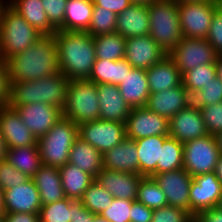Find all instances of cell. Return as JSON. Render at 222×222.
Masks as SVG:
<instances>
[{"label": "cell", "instance_id": "f546056e", "mask_svg": "<svg viewBox=\"0 0 222 222\" xmlns=\"http://www.w3.org/2000/svg\"><path fill=\"white\" fill-rule=\"evenodd\" d=\"M133 67L123 58L120 60L95 59L89 81L96 85L112 84L119 86Z\"/></svg>", "mask_w": 222, "mask_h": 222}, {"label": "cell", "instance_id": "bcb514c9", "mask_svg": "<svg viewBox=\"0 0 222 222\" xmlns=\"http://www.w3.org/2000/svg\"><path fill=\"white\" fill-rule=\"evenodd\" d=\"M29 177L24 175L17 168L6 160L0 161V187L4 190L25 183Z\"/></svg>", "mask_w": 222, "mask_h": 222}, {"label": "cell", "instance_id": "2e32d148", "mask_svg": "<svg viewBox=\"0 0 222 222\" xmlns=\"http://www.w3.org/2000/svg\"><path fill=\"white\" fill-rule=\"evenodd\" d=\"M166 55L150 35L126 38L124 59L133 68L147 70Z\"/></svg>", "mask_w": 222, "mask_h": 222}, {"label": "cell", "instance_id": "f907efd6", "mask_svg": "<svg viewBox=\"0 0 222 222\" xmlns=\"http://www.w3.org/2000/svg\"><path fill=\"white\" fill-rule=\"evenodd\" d=\"M70 211L72 212L71 222H93L95 214L86 209L80 200L70 199Z\"/></svg>", "mask_w": 222, "mask_h": 222}, {"label": "cell", "instance_id": "7402d4cb", "mask_svg": "<svg viewBox=\"0 0 222 222\" xmlns=\"http://www.w3.org/2000/svg\"><path fill=\"white\" fill-rule=\"evenodd\" d=\"M100 103V120L126 123L131 107L120 94L119 87L112 84L97 85Z\"/></svg>", "mask_w": 222, "mask_h": 222}, {"label": "cell", "instance_id": "8fae6325", "mask_svg": "<svg viewBox=\"0 0 222 222\" xmlns=\"http://www.w3.org/2000/svg\"><path fill=\"white\" fill-rule=\"evenodd\" d=\"M78 136L95 147L102 155L126 138L125 124L96 120L78 126Z\"/></svg>", "mask_w": 222, "mask_h": 222}, {"label": "cell", "instance_id": "9f6ffc18", "mask_svg": "<svg viewBox=\"0 0 222 222\" xmlns=\"http://www.w3.org/2000/svg\"><path fill=\"white\" fill-rule=\"evenodd\" d=\"M7 150L8 148H7L5 139L3 138L0 132V161L6 160Z\"/></svg>", "mask_w": 222, "mask_h": 222}, {"label": "cell", "instance_id": "7dc6e473", "mask_svg": "<svg viewBox=\"0 0 222 222\" xmlns=\"http://www.w3.org/2000/svg\"><path fill=\"white\" fill-rule=\"evenodd\" d=\"M50 25L57 31L63 30L67 0H41Z\"/></svg>", "mask_w": 222, "mask_h": 222}, {"label": "cell", "instance_id": "f6af8a7d", "mask_svg": "<svg viewBox=\"0 0 222 222\" xmlns=\"http://www.w3.org/2000/svg\"><path fill=\"white\" fill-rule=\"evenodd\" d=\"M152 222H194V217L182 208L167 205L153 210Z\"/></svg>", "mask_w": 222, "mask_h": 222}, {"label": "cell", "instance_id": "52a82bcc", "mask_svg": "<svg viewBox=\"0 0 222 222\" xmlns=\"http://www.w3.org/2000/svg\"><path fill=\"white\" fill-rule=\"evenodd\" d=\"M62 116L76 125L100 119L97 85L88 79L69 81Z\"/></svg>", "mask_w": 222, "mask_h": 222}, {"label": "cell", "instance_id": "11a10c76", "mask_svg": "<svg viewBox=\"0 0 222 222\" xmlns=\"http://www.w3.org/2000/svg\"><path fill=\"white\" fill-rule=\"evenodd\" d=\"M3 222H40L39 214L31 213H5Z\"/></svg>", "mask_w": 222, "mask_h": 222}, {"label": "cell", "instance_id": "6125c7cd", "mask_svg": "<svg viewBox=\"0 0 222 222\" xmlns=\"http://www.w3.org/2000/svg\"><path fill=\"white\" fill-rule=\"evenodd\" d=\"M3 0H0V22H1V18H2V15H3V11L4 9L9 5V2L6 0V2H2Z\"/></svg>", "mask_w": 222, "mask_h": 222}, {"label": "cell", "instance_id": "5b68a950", "mask_svg": "<svg viewBox=\"0 0 222 222\" xmlns=\"http://www.w3.org/2000/svg\"><path fill=\"white\" fill-rule=\"evenodd\" d=\"M43 35L8 5L0 22V58L7 61L40 39Z\"/></svg>", "mask_w": 222, "mask_h": 222}, {"label": "cell", "instance_id": "ee69618b", "mask_svg": "<svg viewBox=\"0 0 222 222\" xmlns=\"http://www.w3.org/2000/svg\"><path fill=\"white\" fill-rule=\"evenodd\" d=\"M199 110L210 135L215 136L222 132V101L199 108Z\"/></svg>", "mask_w": 222, "mask_h": 222}, {"label": "cell", "instance_id": "e575fe53", "mask_svg": "<svg viewBox=\"0 0 222 222\" xmlns=\"http://www.w3.org/2000/svg\"><path fill=\"white\" fill-rule=\"evenodd\" d=\"M96 59L120 60L125 56L126 38L119 33L94 36Z\"/></svg>", "mask_w": 222, "mask_h": 222}, {"label": "cell", "instance_id": "60d3db41", "mask_svg": "<svg viewBox=\"0 0 222 222\" xmlns=\"http://www.w3.org/2000/svg\"><path fill=\"white\" fill-rule=\"evenodd\" d=\"M222 101V81L216 77L205 86V89L190 94V105L202 108Z\"/></svg>", "mask_w": 222, "mask_h": 222}, {"label": "cell", "instance_id": "9a60e30c", "mask_svg": "<svg viewBox=\"0 0 222 222\" xmlns=\"http://www.w3.org/2000/svg\"><path fill=\"white\" fill-rule=\"evenodd\" d=\"M153 178L164 192L169 206L189 212V189L193 178L190 174L181 168L155 174Z\"/></svg>", "mask_w": 222, "mask_h": 222}, {"label": "cell", "instance_id": "7a4b0ae2", "mask_svg": "<svg viewBox=\"0 0 222 222\" xmlns=\"http://www.w3.org/2000/svg\"><path fill=\"white\" fill-rule=\"evenodd\" d=\"M54 36L60 72L69 81L89 79L96 59L93 36L65 30H57Z\"/></svg>", "mask_w": 222, "mask_h": 222}, {"label": "cell", "instance_id": "603a6c76", "mask_svg": "<svg viewBox=\"0 0 222 222\" xmlns=\"http://www.w3.org/2000/svg\"><path fill=\"white\" fill-rule=\"evenodd\" d=\"M148 4H131L117 15L116 32L124 38L149 35Z\"/></svg>", "mask_w": 222, "mask_h": 222}, {"label": "cell", "instance_id": "ac0fdd59", "mask_svg": "<svg viewBox=\"0 0 222 222\" xmlns=\"http://www.w3.org/2000/svg\"><path fill=\"white\" fill-rule=\"evenodd\" d=\"M0 132L8 149L37 145V139L22 122L19 113L10 106L0 107Z\"/></svg>", "mask_w": 222, "mask_h": 222}, {"label": "cell", "instance_id": "f5cc1de1", "mask_svg": "<svg viewBox=\"0 0 222 222\" xmlns=\"http://www.w3.org/2000/svg\"><path fill=\"white\" fill-rule=\"evenodd\" d=\"M94 7H103L119 15L132 3L130 0H92Z\"/></svg>", "mask_w": 222, "mask_h": 222}, {"label": "cell", "instance_id": "8d00e7d4", "mask_svg": "<svg viewBox=\"0 0 222 222\" xmlns=\"http://www.w3.org/2000/svg\"><path fill=\"white\" fill-rule=\"evenodd\" d=\"M136 201L152 210L168 205L166 197L153 177H143L139 183Z\"/></svg>", "mask_w": 222, "mask_h": 222}, {"label": "cell", "instance_id": "03108f58", "mask_svg": "<svg viewBox=\"0 0 222 222\" xmlns=\"http://www.w3.org/2000/svg\"><path fill=\"white\" fill-rule=\"evenodd\" d=\"M93 222H109V221L103 218L101 215H94Z\"/></svg>", "mask_w": 222, "mask_h": 222}, {"label": "cell", "instance_id": "44dd1931", "mask_svg": "<svg viewBox=\"0 0 222 222\" xmlns=\"http://www.w3.org/2000/svg\"><path fill=\"white\" fill-rule=\"evenodd\" d=\"M190 104V95L183 84L173 89L150 93L146 107L170 120Z\"/></svg>", "mask_w": 222, "mask_h": 222}, {"label": "cell", "instance_id": "9c48e42d", "mask_svg": "<svg viewBox=\"0 0 222 222\" xmlns=\"http://www.w3.org/2000/svg\"><path fill=\"white\" fill-rule=\"evenodd\" d=\"M218 55L206 39L183 37L168 56L183 75L199 65L216 63Z\"/></svg>", "mask_w": 222, "mask_h": 222}, {"label": "cell", "instance_id": "ffe728a7", "mask_svg": "<svg viewBox=\"0 0 222 222\" xmlns=\"http://www.w3.org/2000/svg\"><path fill=\"white\" fill-rule=\"evenodd\" d=\"M4 192L5 213L39 214L42 203L32 178L21 185L4 190Z\"/></svg>", "mask_w": 222, "mask_h": 222}, {"label": "cell", "instance_id": "a7ac6f4b", "mask_svg": "<svg viewBox=\"0 0 222 222\" xmlns=\"http://www.w3.org/2000/svg\"><path fill=\"white\" fill-rule=\"evenodd\" d=\"M220 210H222V196L220 198L219 204L217 206Z\"/></svg>", "mask_w": 222, "mask_h": 222}, {"label": "cell", "instance_id": "cb8c5ba5", "mask_svg": "<svg viewBox=\"0 0 222 222\" xmlns=\"http://www.w3.org/2000/svg\"><path fill=\"white\" fill-rule=\"evenodd\" d=\"M103 169L138 174L136 142L125 138L120 144L103 154Z\"/></svg>", "mask_w": 222, "mask_h": 222}, {"label": "cell", "instance_id": "6da1fadb", "mask_svg": "<svg viewBox=\"0 0 222 222\" xmlns=\"http://www.w3.org/2000/svg\"><path fill=\"white\" fill-rule=\"evenodd\" d=\"M10 82L38 80L60 72L54 35H43L7 61Z\"/></svg>", "mask_w": 222, "mask_h": 222}, {"label": "cell", "instance_id": "003e7915", "mask_svg": "<svg viewBox=\"0 0 222 222\" xmlns=\"http://www.w3.org/2000/svg\"><path fill=\"white\" fill-rule=\"evenodd\" d=\"M216 3H217V8L219 12H221L222 14V0H216Z\"/></svg>", "mask_w": 222, "mask_h": 222}, {"label": "cell", "instance_id": "b9f144b4", "mask_svg": "<svg viewBox=\"0 0 222 222\" xmlns=\"http://www.w3.org/2000/svg\"><path fill=\"white\" fill-rule=\"evenodd\" d=\"M40 222H71L70 199L56 201L52 204L42 205L39 212Z\"/></svg>", "mask_w": 222, "mask_h": 222}, {"label": "cell", "instance_id": "f35d334b", "mask_svg": "<svg viewBox=\"0 0 222 222\" xmlns=\"http://www.w3.org/2000/svg\"><path fill=\"white\" fill-rule=\"evenodd\" d=\"M80 201L90 212L101 215L105 209L111 206L113 196L94 180L86 189Z\"/></svg>", "mask_w": 222, "mask_h": 222}, {"label": "cell", "instance_id": "c3c4849f", "mask_svg": "<svg viewBox=\"0 0 222 222\" xmlns=\"http://www.w3.org/2000/svg\"><path fill=\"white\" fill-rule=\"evenodd\" d=\"M206 40L219 55H222V14L219 10H217L212 17Z\"/></svg>", "mask_w": 222, "mask_h": 222}, {"label": "cell", "instance_id": "ab89813d", "mask_svg": "<svg viewBox=\"0 0 222 222\" xmlns=\"http://www.w3.org/2000/svg\"><path fill=\"white\" fill-rule=\"evenodd\" d=\"M117 15L103 7H94L92 19L87 32L91 36L111 34L116 32Z\"/></svg>", "mask_w": 222, "mask_h": 222}, {"label": "cell", "instance_id": "277c9868", "mask_svg": "<svg viewBox=\"0 0 222 222\" xmlns=\"http://www.w3.org/2000/svg\"><path fill=\"white\" fill-rule=\"evenodd\" d=\"M149 35L169 55L183 38L180 27L178 2L156 0L148 4Z\"/></svg>", "mask_w": 222, "mask_h": 222}, {"label": "cell", "instance_id": "4dcf8cb0", "mask_svg": "<svg viewBox=\"0 0 222 222\" xmlns=\"http://www.w3.org/2000/svg\"><path fill=\"white\" fill-rule=\"evenodd\" d=\"M9 5L40 34L54 35L56 33L48 21L41 0H10Z\"/></svg>", "mask_w": 222, "mask_h": 222}, {"label": "cell", "instance_id": "d6a6232c", "mask_svg": "<svg viewBox=\"0 0 222 222\" xmlns=\"http://www.w3.org/2000/svg\"><path fill=\"white\" fill-rule=\"evenodd\" d=\"M93 8L92 0H67L63 30L87 32Z\"/></svg>", "mask_w": 222, "mask_h": 222}, {"label": "cell", "instance_id": "4fadbf2b", "mask_svg": "<svg viewBox=\"0 0 222 222\" xmlns=\"http://www.w3.org/2000/svg\"><path fill=\"white\" fill-rule=\"evenodd\" d=\"M126 137L133 140L149 136H169V120L146 106L132 108L125 123Z\"/></svg>", "mask_w": 222, "mask_h": 222}, {"label": "cell", "instance_id": "7c38bea8", "mask_svg": "<svg viewBox=\"0 0 222 222\" xmlns=\"http://www.w3.org/2000/svg\"><path fill=\"white\" fill-rule=\"evenodd\" d=\"M222 196V183L215 172L192 178L189 189V213L195 217L204 210L218 206Z\"/></svg>", "mask_w": 222, "mask_h": 222}, {"label": "cell", "instance_id": "1f68e13d", "mask_svg": "<svg viewBox=\"0 0 222 222\" xmlns=\"http://www.w3.org/2000/svg\"><path fill=\"white\" fill-rule=\"evenodd\" d=\"M61 183L66 198L80 200L95 178L75 165L66 163L59 168Z\"/></svg>", "mask_w": 222, "mask_h": 222}, {"label": "cell", "instance_id": "6f0895ef", "mask_svg": "<svg viewBox=\"0 0 222 222\" xmlns=\"http://www.w3.org/2000/svg\"><path fill=\"white\" fill-rule=\"evenodd\" d=\"M215 174L217 175L218 179L221 181L222 183V155L219 157L218 162L216 164V168H215Z\"/></svg>", "mask_w": 222, "mask_h": 222}, {"label": "cell", "instance_id": "d4e9b609", "mask_svg": "<svg viewBox=\"0 0 222 222\" xmlns=\"http://www.w3.org/2000/svg\"><path fill=\"white\" fill-rule=\"evenodd\" d=\"M150 93L173 89L182 84V75L175 62L166 55L146 70Z\"/></svg>", "mask_w": 222, "mask_h": 222}, {"label": "cell", "instance_id": "74e56055", "mask_svg": "<svg viewBox=\"0 0 222 222\" xmlns=\"http://www.w3.org/2000/svg\"><path fill=\"white\" fill-rule=\"evenodd\" d=\"M217 77L216 64L199 65L182 75V84L189 95L194 91L205 89V86Z\"/></svg>", "mask_w": 222, "mask_h": 222}, {"label": "cell", "instance_id": "30bf717a", "mask_svg": "<svg viewBox=\"0 0 222 222\" xmlns=\"http://www.w3.org/2000/svg\"><path fill=\"white\" fill-rule=\"evenodd\" d=\"M217 10L216 1L178 3L183 37L206 39L212 17Z\"/></svg>", "mask_w": 222, "mask_h": 222}, {"label": "cell", "instance_id": "94428289", "mask_svg": "<svg viewBox=\"0 0 222 222\" xmlns=\"http://www.w3.org/2000/svg\"><path fill=\"white\" fill-rule=\"evenodd\" d=\"M215 139H216L220 154L222 155V132H219L218 134H216Z\"/></svg>", "mask_w": 222, "mask_h": 222}, {"label": "cell", "instance_id": "4316f807", "mask_svg": "<svg viewBox=\"0 0 222 222\" xmlns=\"http://www.w3.org/2000/svg\"><path fill=\"white\" fill-rule=\"evenodd\" d=\"M169 136H149L135 140L138 152V174L153 177L157 174L161 148Z\"/></svg>", "mask_w": 222, "mask_h": 222}, {"label": "cell", "instance_id": "89a4df30", "mask_svg": "<svg viewBox=\"0 0 222 222\" xmlns=\"http://www.w3.org/2000/svg\"><path fill=\"white\" fill-rule=\"evenodd\" d=\"M0 222H3V215L0 214Z\"/></svg>", "mask_w": 222, "mask_h": 222}, {"label": "cell", "instance_id": "e7e4bbea", "mask_svg": "<svg viewBox=\"0 0 222 222\" xmlns=\"http://www.w3.org/2000/svg\"><path fill=\"white\" fill-rule=\"evenodd\" d=\"M153 1H156V0H130V2L133 4H150Z\"/></svg>", "mask_w": 222, "mask_h": 222}, {"label": "cell", "instance_id": "5bb4252c", "mask_svg": "<svg viewBox=\"0 0 222 222\" xmlns=\"http://www.w3.org/2000/svg\"><path fill=\"white\" fill-rule=\"evenodd\" d=\"M19 113L22 122L38 140L52 129L62 117V110L47 103H31L21 106H11Z\"/></svg>", "mask_w": 222, "mask_h": 222}, {"label": "cell", "instance_id": "83f0119b", "mask_svg": "<svg viewBox=\"0 0 222 222\" xmlns=\"http://www.w3.org/2000/svg\"><path fill=\"white\" fill-rule=\"evenodd\" d=\"M32 179L39 191L42 205L52 204L66 198L59 168L42 165Z\"/></svg>", "mask_w": 222, "mask_h": 222}, {"label": "cell", "instance_id": "7bdbcfd3", "mask_svg": "<svg viewBox=\"0 0 222 222\" xmlns=\"http://www.w3.org/2000/svg\"><path fill=\"white\" fill-rule=\"evenodd\" d=\"M134 201L113 198L111 206L101 216L109 222H130L131 206Z\"/></svg>", "mask_w": 222, "mask_h": 222}, {"label": "cell", "instance_id": "d6986e66", "mask_svg": "<svg viewBox=\"0 0 222 222\" xmlns=\"http://www.w3.org/2000/svg\"><path fill=\"white\" fill-rule=\"evenodd\" d=\"M144 176L102 169L95 180L109 192L113 198L135 201L138 187Z\"/></svg>", "mask_w": 222, "mask_h": 222}, {"label": "cell", "instance_id": "91938a15", "mask_svg": "<svg viewBox=\"0 0 222 222\" xmlns=\"http://www.w3.org/2000/svg\"><path fill=\"white\" fill-rule=\"evenodd\" d=\"M0 214H5V192L4 189L0 187Z\"/></svg>", "mask_w": 222, "mask_h": 222}, {"label": "cell", "instance_id": "e0dca14e", "mask_svg": "<svg viewBox=\"0 0 222 222\" xmlns=\"http://www.w3.org/2000/svg\"><path fill=\"white\" fill-rule=\"evenodd\" d=\"M208 134L199 108L190 104L169 120V136L181 143Z\"/></svg>", "mask_w": 222, "mask_h": 222}, {"label": "cell", "instance_id": "816d5d0a", "mask_svg": "<svg viewBox=\"0 0 222 222\" xmlns=\"http://www.w3.org/2000/svg\"><path fill=\"white\" fill-rule=\"evenodd\" d=\"M153 210L143 203L134 201L131 206L130 222H152Z\"/></svg>", "mask_w": 222, "mask_h": 222}, {"label": "cell", "instance_id": "d590c367", "mask_svg": "<svg viewBox=\"0 0 222 222\" xmlns=\"http://www.w3.org/2000/svg\"><path fill=\"white\" fill-rule=\"evenodd\" d=\"M181 168H183V143L169 136L161 148L157 174Z\"/></svg>", "mask_w": 222, "mask_h": 222}, {"label": "cell", "instance_id": "be15d7a7", "mask_svg": "<svg viewBox=\"0 0 222 222\" xmlns=\"http://www.w3.org/2000/svg\"><path fill=\"white\" fill-rule=\"evenodd\" d=\"M178 3H186V2H215L216 0H175Z\"/></svg>", "mask_w": 222, "mask_h": 222}, {"label": "cell", "instance_id": "484cf974", "mask_svg": "<svg viewBox=\"0 0 222 222\" xmlns=\"http://www.w3.org/2000/svg\"><path fill=\"white\" fill-rule=\"evenodd\" d=\"M118 87L131 108L146 106L150 95L146 70L133 68Z\"/></svg>", "mask_w": 222, "mask_h": 222}, {"label": "cell", "instance_id": "f1b7e54d", "mask_svg": "<svg viewBox=\"0 0 222 222\" xmlns=\"http://www.w3.org/2000/svg\"><path fill=\"white\" fill-rule=\"evenodd\" d=\"M68 163L96 178L103 169V155L91 144L78 137L70 150Z\"/></svg>", "mask_w": 222, "mask_h": 222}, {"label": "cell", "instance_id": "681fc988", "mask_svg": "<svg viewBox=\"0 0 222 222\" xmlns=\"http://www.w3.org/2000/svg\"><path fill=\"white\" fill-rule=\"evenodd\" d=\"M10 96V77L7 63L0 58V107L8 106Z\"/></svg>", "mask_w": 222, "mask_h": 222}, {"label": "cell", "instance_id": "836d02e7", "mask_svg": "<svg viewBox=\"0 0 222 222\" xmlns=\"http://www.w3.org/2000/svg\"><path fill=\"white\" fill-rule=\"evenodd\" d=\"M6 161L29 178L43 165L38 145H29L7 150Z\"/></svg>", "mask_w": 222, "mask_h": 222}, {"label": "cell", "instance_id": "db71d44e", "mask_svg": "<svg viewBox=\"0 0 222 222\" xmlns=\"http://www.w3.org/2000/svg\"><path fill=\"white\" fill-rule=\"evenodd\" d=\"M194 222H222V210L218 207L204 210L194 217Z\"/></svg>", "mask_w": 222, "mask_h": 222}, {"label": "cell", "instance_id": "3957f363", "mask_svg": "<svg viewBox=\"0 0 222 222\" xmlns=\"http://www.w3.org/2000/svg\"><path fill=\"white\" fill-rule=\"evenodd\" d=\"M69 80L57 72L48 77L33 81L10 82L8 106H21L31 103H47L63 109Z\"/></svg>", "mask_w": 222, "mask_h": 222}, {"label": "cell", "instance_id": "680465c9", "mask_svg": "<svg viewBox=\"0 0 222 222\" xmlns=\"http://www.w3.org/2000/svg\"><path fill=\"white\" fill-rule=\"evenodd\" d=\"M217 77L222 81V55H218L216 61Z\"/></svg>", "mask_w": 222, "mask_h": 222}, {"label": "cell", "instance_id": "ba28073f", "mask_svg": "<svg viewBox=\"0 0 222 222\" xmlns=\"http://www.w3.org/2000/svg\"><path fill=\"white\" fill-rule=\"evenodd\" d=\"M220 156L213 135L183 143V169L192 177L214 172Z\"/></svg>", "mask_w": 222, "mask_h": 222}, {"label": "cell", "instance_id": "8992f818", "mask_svg": "<svg viewBox=\"0 0 222 222\" xmlns=\"http://www.w3.org/2000/svg\"><path fill=\"white\" fill-rule=\"evenodd\" d=\"M78 135V125L62 116L50 131L37 140L42 164L60 168L68 163Z\"/></svg>", "mask_w": 222, "mask_h": 222}]
</instances>
